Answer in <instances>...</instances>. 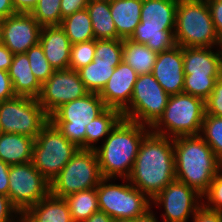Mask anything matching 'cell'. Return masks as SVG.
<instances>
[{
  "instance_id": "1",
  "label": "cell",
  "mask_w": 222,
  "mask_h": 222,
  "mask_svg": "<svg viewBox=\"0 0 222 222\" xmlns=\"http://www.w3.org/2000/svg\"><path fill=\"white\" fill-rule=\"evenodd\" d=\"M129 182L150 200L175 180L174 138L152 133L140 143Z\"/></svg>"
},
{
  "instance_id": "2",
  "label": "cell",
  "mask_w": 222,
  "mask_h": 222,
  "mask_svg": "<svg viewBox=\"0 0 222 222\" xmlns=\"http://www.w3.org/2000/svg\"><path fill=\"white\" fill-rule=\"evenodd\" d=\"M150 127L122 118L95 149L103 178H128Z\"/></svg>"
},
{
  "instance_id": "3",
  "label": "cell",
  "mask_w": 222,
  "mask_h": 222,
  "mask_svg": "<svg viewBox=\"0 0 222 222\" xmlns=\"http://www.w3.org/2000/svg\"><path fill=\"white\" fill-rule=\"evenodd\" d=\"M175 178L203 196L222 163L200 135L174 138Z\"/></svg>"
},
{
  "instance_id": "4",
  "label": "cell",
  "mask_w": 222,
  "mask_h": 222,
  "mask_svg": "<svg viewBox=\"0 0 222 222\" xmlns=\"http://www.w3.org/2000/svg\"><path fill=\"white\" fill-rule=\"evenodd\" d=\"M177 4L178 0H143L141 21L129 39L157 53L174 48Z\"/></svg>"
},
{
  "instance_id": "5",
  "label": "cell",
  "mask_w": 222,
  "mask_h": 222,
  "mask_svg": "<svg viewBox=\"0 0 222 222\" xmlns=\"http://www.w3.org/2000/svg\"><path fill=\"white\" fill-rule=\"evenodd\" d=\"M175 41L181 47H220L206 0H178Z\"/></svg>"
},
{
  "instance_id": "6",
  "label": "cell",
  "mask_w": 222,
  "mask_h": 222,
  "mask_svg": "<svg viewBox=\"0 0 222 222\" xmlns=\"http://www.w3.org/2000/svg\"><path fill=\"white\" fill-rule=\"evenodd\" d=\"M205 114V101L201 98L186 93L172 95L150 131L169 138L200 135Z\"/></svg>"
},
{
  "instance_id": "7",
  "label": "cell",
  "mask_w": 222,
  "mask_h": 222,
  "mask_svg": "<svg viewBox=\"0 0 222 222\" xmlns=\"http://www.w3.org/2000/svg\"><path fill=\"white\" fill-rule=\"evenodd\" d=\"M183 70V93L206 101L222 77V46L183 47Z\"/></svg>"
},
{
  "instance_id": "8",
  "label": "cell",
  "mask_w": 222,
  "mask_h": 222,
  "mask_svg": "<svg viewBox=\"0 0 222 222\" xmlns=\"http://www.w3.org/2000/svg\"><path fill=\"white\" fill-rule=\"evenodd\" d=\"M118 179L103 178L96 187L99 211L105 212L113 220L136 219L152 208L151 200L127 178L115 184Z\"/></svg>"
},
{
  "instance_id": "9",
  "label": "cell",
  "mask_w": 222,
  "mask_h": 222,
  "mask_svg": "<svg viewBox=\"0 0 222 222\" xmlns=\"http://www.w3.org/2000/svg\"><path fill=\"white\" fill-rule=\"evenodd\" d=\"M108 107L97 93L72 100L56 109L49 120L80 149H86V126Z\"/></svg>"
},
{
  "instance_id": "10",
  "label": "cell",
  "mask_w": 222,
  "mask_h": 222,
  "mask_svg": "<svg viewBox=\"0 0 222 222\" xmlns=\"http://www.w3.org/2000/svg\"><path fill=\"white\" fill-rule=\"evenodd\" d=\"M78 149L49 120L35 138L31 162L51 184Z\"/></svg>"
},
{
  "instance_id": "11",
  "label": "cell",
  "mask_w": 222,
  "mask_h": 222,
  "mask_svg": "<svg viewBox=\"0 0 222 222\" xmlns=\"http://www.w3.org/2000/svg\"><path fill=\"white\" fill-rule=\"evenodd\" d=\"M103 179L93 149H78L50 184V193L58 198L96 188Z\"/></svg>"
},
{
  "instance_id": "12",
  "label": "cell",
  "mask_w": 222,
  "mask_h": 222,
  "mask_svg": "<svg viewBox=\"0 0 222 222\" xmlns=\"http://www.w3.org/2000/svg\"><path fill=\"white\" fill-rule=\"evenodd\" d=\"M49 121L37 98L16 96L0 102V132L36 138Z\"/></svg>"
},
{
  "instance_id": "13",
  "label": "cell",
  "mask_w": 222,
  "mask_h": 222,
  "mask_svg": "<svg viewBox=\"0 0 222 222\" xmlns=\"http://www.w3.org/2000/svg\"><path fill=\"white\" fill-rule=\"evenodd\" d=\"M169 95L153 74L138 75L130 104L122 111L123 118L151 127L163 114Z\"/></svg>"
},
{
  "instance_id": "14",
  "label": "cell",
  "mask_w": 222,
  "mask_h": 222,
  "mask_svg": "<svg viewBox=\"0 0 222 222\" xmlns=\"http://www.w3.org/2000/svg\"><path fill=\"white\" fill-rule=\"evenodd\" d=\"M50 193V183L32 162L10 165L8 198L22 215Z\"/></svg>"
},
{
  "instance_id": "15",
  "label": "cell",
  "mask_w": 222,
  "mask_h": 222,
  "mask_svg": "<svg viewBox=\"0 0 222 222\" xmlns=\"http://www.w3.org/2000/svg\"><path fill=\"white\" fill-rule=\"evenodd\" d=\"M151 205L164 209L160 214L162 222H188L203 205V198L196 190L175 179L151 200Z\"/></svg>"
},
{
  "instance_id": "16",
  "label": "cell",
  "mask_w": 222,
  "mask_h": 222,
  "mask_svg": "<svg viewBox=\"0 0 222 222\" xmlns=\"http://www.w3.org/2000/svg\"><path fill=\"white\" fill-rule=\"evenodd\" d=\"M89 92L77 71L72 69L56 70L42 84L37 98L48 116L65 103L84 97Z\"/></svg>"
},
{
  "instance_id": "17",
  "label": "cell",
  "mask_w": 222,
  "mask_h": 222,
  "mask_svg": "<svg viewBox=\"0 0 222 222\" xmlns=\"http://www.w3.org/2000/svg\"><path fill=\"white\" fill-rule=\"evenodd\" d=\"M3 44L15 55L39 43L42 26L30 13H16L1 20Z\"/></svg>"
},
{
  "instance_id": "18",
  "label": "cell",
  "mask_w": 222,
  "mask_h": 222,
  "mask_svg": "<svg viewBox=\"0 0 222 222\" xmlns=\"http://www.w3.org/2000/svg\"><path fill=\"white\" fill-rule=\"evenodd\" d=\"M152 74L169 96L183 93V47L158 53Z\"/></svg>"
},
{
  "instance_id": "19",
  "label": "cell",
  "mask_w": 222,
  "mask_h": 222,
  "mask_svg": "<svg viewBox=\"0 0 222 222\" xmlns=\"http://www.w3.org/2000/svg\"><path fill=\"white\" fill-rule=\"evenodd\" d=\"M138 74L127 63L122 61L99 93L108 108H115L121 112L130 104L134 84Z\"/></svg>"
},
{
  "instance_id": "20",
  "label": "cell",
  "mask_w": 222,
  "mask_h": 222,
  "mask_svg": "<svg viewBox=\"0 0 222 222\" xmlns=\"http://www.w3.org/2000/svg\"><path fill=\"white\" fill-rule=\"evenodd\" d=\"M39 44L55 71L68 69L71 43L60 26L42 27Z\"/></svg>"
},
{
  "instance_id": "21",
  "label": "cell",
  "mask_w": 222,
  "mask_h": 222,
  "mask_svg": "<svg viewBox=\"0 0 222 222\" xmlns=\"http://www.w3.org/2000/svg\"><path fill=\"white\" fill-rule=\"evenodd\" d=\"M21 222H73L69 206L64 198L49 193L37 204L27 209Z\"/></svg>"
},
{
  "instance_id": "22",
  "label": "cell",
  "mask_w": 222,
  "mask_h": 222,
  "mask_svg": "<svg viewBox=\"0 0 222 222\" xmlns=\"http://www.w3.org/2000/svg\"><path fill=\"white\" fill-rule=\"evenodd\" d=\"M16 96L38 98L42 84L32 73L26 53L15 54L8 69Z\"/></svg>"
},
{
  "instance_id": "23",
  "label": "cell",
  "mask_w": 222,
  "mask_h": 222,
  "mask_svg": "<svg viewBox=\"0 0 222 222\" xmlns=\"http://www.w3.org/2000/svg\"><path fill=\"white\" fill-rule=\"evenodd\" d=\"M143 0H110V11L117 34L128 39L141 21Z\"/></svg>"
},
{
  "instance_id": "24",
  "label": "cell",
  "mask_w": 222,
  "mask_h": 222,
  "mask_svg": "<svg viewBox=\"0 0 222 222\" xmlns=\"http://www.w3.org/2000/svg\"><path fill=\"white\" fill-rule=\"evenodd\" d=\"M35 139L0 132V159L8 165L31 162Z\"/></svg>"
},
{
  "instance_id": "25",
  "label": "cell",
  "mask_w": 222,
  "mask_h": 222,
  "mask_svg": "<svg viewBox=\"0 0 222 222\" xmlns=\"http://www.w3.org/2000/svg\"><path fill=\"white\" fill-rule=\"evenodd\" d=\"M92 23L95 40L122 39L110 11V0H90L86 7Z\"/></svg>"
},
{
  "instance_id": "26",
  "label": "cell",
  "mask_w": 222,
  "mask_h": 222,
  "mask_svg": "<svg viewBox=\"0 0 222 222\" xmlns=\"http://www.w3.org/2000/svg\"><path fill=\"white\" fill-rule=\"evenodd\" d=\"M121 62L102 61L100 58H94L91 63L77 72L87 91L99 94L112 76L115 67Z\"/></svg>"
},
{
  "instance_id": "27",
  "label": "cell",
  "mask_w": 222,
  "mask_h": 222,
  "mask_svg": "<svg viewBox=\"0 0 222 222\" xmlns=\"http://www.w3.org/2000/svg\"><path fill=\"white\" fill-rule=\"evenodd\" d=\"M157 52L145 44L123 39L122 60L131 66L138 75L150 74L153 71Z\"/></svg>"
},
{
  "instance_id": "28",
  "label": "cell",
  "mask_w": 222,
  "mask_h": 222,
  "mask_svg": "<svg viewBox=\"0 0 222 222\" xmlns=\"http://www.w3.org/2000/svg\"><path fill=\"white\" fill-rule=\"evenodd\" d=\"M123 118L122 112L115 108H107L101 115L86 126V149L95 150L98 142L108 137L111 130Z\"/></svg>"
},
{
  "instance_id": "29",
  "label": "cell",
  "mask_w": 222,
  "mask_h": 222,
  "mask_svg": "<svg viewBox=\"0 0 222 222\" xmlns=\"http://www.w3.org/2000/svg\"><path fill=\"white\" fill-rule=\"evenodd\" d=\"M60 27L65 31L71 44L95 39L87 9L77 11L63 18Z\"/></svg>"
},
{
  "instance_id": "30",
  "label": "cell",
  "mask_w": 222,
  "mask_h": 222,
  "mask_svg": "<svg viewBox=\"0 0 222 222\" xmlns=\"http://www.w3.org/2000/svg\"><path fill=\"white\" fill-rule=\"evenodd\" d=\"M64 199L69 206L73 222L86 220L99 211L96 188L72 193Z\"/></svg>"
},
{
  "instance_id": "31",
  "label": "cell",
  "mask_w": 222,
  "mask_h": 222,
  "mask_svg": "<svg viewBox=\"0 0 222 222\" xmlns=\"http://www.w3.org/2000/svg\"><path fill=\"white\" fill-rule=\"evenodd\" d=\"M200 136L222 163V117L205 114Z\"/></svg>"
},
{
  "instance_id": "32",
  "label": "cell",
  "mask_w": 222,
  "mask_h": 222,
  "mask_svg": "<svg viewBox=\"0 0 222 222\" xmlns=\"http://www.w3.org/2000/svg\"><path fill=\"white\" fill-rule=\"evenodd\" d=\"M61 0H38L31 15L42 26H60L62 22L60 11Z\"/></svg>"
},
{
  "instance_id": "33",
  "label": "cell",
  "mask_w": 222,
  "mask_h": 222,
  "mask_svg": "<svg viewBox=\"0 0 222 222\" xmlns=\"http://www.w3.org/2000/svg\"><path fill=\"white\" fill-rule=\"evenodd\" d=\"M32 73L43 84L55 71L45 57L42 46L37 45L30 47L26 52Z\"/></svg>"
},
{
  "instance_id": "34",
  "label": "cell",
  "mask_w": 222,
  "mask_h": 222,
  "mask_svg": "<svg viewBox=\"0 0 222 222\" xmlns=\"http://www.w3.org/2000/svg\"><path fill=\"white\" fill-rule=\"evenodd\" d=\"M95 39L71 44L70 49V63L68 68L78 71L79 69L87 66L95 58Z\"/></svg>"
},
{
  "instance_id": "35",
  "label": "cell",
  "mask_w": 222,
  "mask_h": 222,
  "mask_svg": "<svg viewBox=\"0 0 222 222\" xmlns=\"http://www.w3.org/2000/svg\"><path fill=\"white\" fill-rule=\"evenodd\" d=\"M123 39L95 40V58L102 61H123Z\"/></svg>"
},
{
  "instance_id": "36",
  "label": "cell",
  "mask_w": 222,
  "mask_h": 222,
  "mask_svg": "<svg viewBox=\"0 0 222 222\" xmlns=\"http://www.w3.org/2000/svg\"><path fill=\"white\" fill-rule=\"evenodd\" d=\"M202 198L206 208L222 212V169L213 178L208 191Z\"/></svg>"
},
{
  "instance_id": "37",
  "label": "cell",
  "mask_w": 222,
  "mask_h": 222,
  "mask_svg": "<svg viewBox=\"0 0 222 222\" xmlns=\"http://www.w3.org/2000/svg\"><path fill=\"white\" fill-rule=\"evenodd\" d=\"M206 114L222 117V77L218 79L214 88L205 101Z\"/></svg>"
},
{
  "instance_id": "38",
  "label": "cell",
  "mask_w": 222,
  "mask_h": 222,
  "mask_svg": "<svg viewBox=\"0 0 222 222\" xmlns=\"http://www.w3.org/2000/svg\"><path fill=\"white\" fill-rule=\"evenodd\" d=\"M21 216L10 199L0 194V222H21Z\"/></svg>"
},
{
  "instance_id": "39",
  "label": "cell",
  "mask_w": 222,
  "mask_h": 222,
  "mask_svg": "<svg viewBox=\"0 0 222 222\" xmlns=\"http://www.w3.org/2000/svg\"><path fill=\"white\" fill-rule=\"evenodd\" d=\"M215 30L222 43V0H206Z\"/></svg>"
},
{
  "instance_id": "40",
  "label": "cell",
  "mask_w": 222,
  "mask_h": 222,
  "mask_svg": "<svg viewBox=\"0 0 222 222\" xmlns=\"http://www.w3.org/2000/svg\"><path fill=\"white\" fill-rule=\"evenodd\" d=\"M190 220L192 222H222V212L210 210L202 205Z\"/></svg>"
},
{
  "instance_id": "41",
  "label": "cell",
  "mask_w": 222,
  "mask_h": 222,
  "mask_svg": "<svg viewBox=\"0 0 222 222\" xmlns=\"http://www.w3.org/2000/svg\"><path fill=\"white\" fill-rule=\"evenodd\" d=\"M90 0H61L60 11L62 19L83 9H86Z\"/></svg>"
},
{
  "instance_id": "42",
  "label": "cell",
  "mask_w": 222,
  "mask_h": 222,
  "mask_svg": "<svg viewBox=\"0 0 222 222\" xmlns=\"http://www.w3.org/2000/svg\"><path fill=\"white\" fill-rule=\"evenodd\" d=\"M16 97L8 71L0 70V102Z\"/></svg>"
},
{
  "instance_id": "43",
  "label": "cell",
  "mask_w": 222,
  "mask_h": 222,
  "mask_svg": "<svg viewBox=\"0 0 222 222\" xmlns=\"http://www.w3.org/2000/svg\"><path fill=\"white\" fill-rule=\"evenodd\" d=\"M9 167L0 159V194L8 197L9 190Z\"/></svg>"
},
{
  "instance_id": "44",
  "label": "cell",
  "mask_w": 222,
  "mask_h": 222,
  "mask_svg": "<svg viewBox=\"0 0 222 222\" xmlns=\"http://www.w3.org/2000/svg\"><path fill=\"white\" fill-rule=\"evenodd\" d=\"M37 3L38 0H12L16 13H31Z\"/></svg>"
},
{
  "instance_id": "45",
  "label": "cell",
  "mask_w": 222,
  "mask_h": 222,
  "mask_svg": "<svg viewBox=\"0 0 222 222\" xmlns=\"http://www.w3.org/2000/svg\"><path fill=\"white\" fill-rule=\"evenodd\" d=\"M14 54L2 43L0 45V70L8 71Z\"/></svg>"
},
{
  "instance_id": "46",
  "label": "cell",
  "mask_w": 222,
  "mask_h": 222,
  "mask_svg": "<svg viewBox=\"0 0 222 222\" xmlns=\"http://www.w3.org/2000/svg\"><path fill=\"white\" fill-rule=\"evenodd\" d=\"M16 14L12 0H0V20Z\"/></svg>"
},
{
  "instance_id": "47",
  "label": "cell",
  "mask_w": 222,
  "mask_h": 222,
  "mask_svg": "<svg viewBox=\"0 0 222 222\" xmlns=\"http://www.w3.org/2000/svg\"><path fill=\"white\" fill-rule=\"evenodd\" d=\"M81 222H114V220L105 212L98 211L93 213L88 219Z\"/></svg>"
},
{
  "instance_id": "48",
  "label": "cell",
  "mask_w": 222,
  "mask_h": 222,
  "mask_svg": "<svg viewBox=\"0 0 222 222\" xmlns=\"http://www.w3.org/2000/svg\"><path fill=\"white\" fill-rule=\"evenodd\" d=\"M154 213L155 212L151 208L144 215L136 218V222H160Z\"/></svg>"
},
{
  "instance_id": "49",
  "label": "cell",
  "mask_w": 222,
  "mask_h": 222,
  "mask_svg": "<svg viewBox=\"0 0 222 222\" xmlns=\"http://www.w3.org/2000/svg\"><path fill=\"white\" fill-rule=\"evenodd\" d=\"M114 222H136V219H115Z\"/></svg>"
},
{
  "instance_id": "50",
  "label": "cell",
  "mask_w": 222,
  "mask_h": 222,
  "mask_svg": "<svg viewBox=\"0 0 222 222\" xmlns=\"http://www.w3.org/2000/svg\"><path fill=\"white\" fill-rule=\"evenodd\" d=\"M3 43L2 40V26H1V20H0V45Z\"/></svg>"
}]
</instances>
